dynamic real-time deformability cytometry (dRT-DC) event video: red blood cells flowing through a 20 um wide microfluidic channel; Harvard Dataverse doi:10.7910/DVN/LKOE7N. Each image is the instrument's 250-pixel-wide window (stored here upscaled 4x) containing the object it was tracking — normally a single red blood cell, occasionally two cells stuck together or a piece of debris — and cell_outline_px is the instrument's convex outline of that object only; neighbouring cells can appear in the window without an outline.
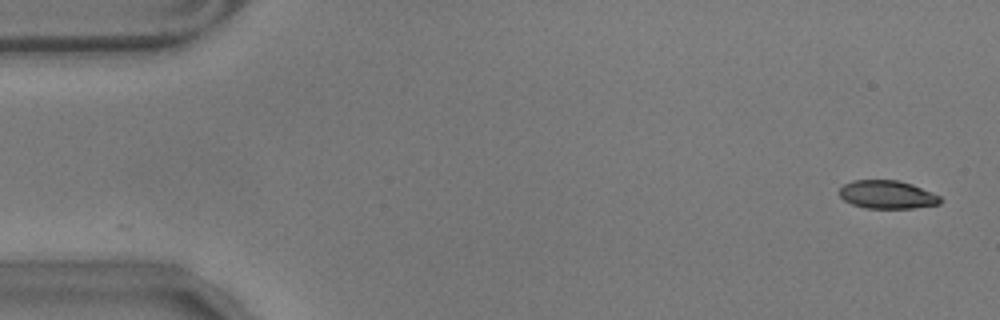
{"species": "common noctule bat (a hibernating species)", "species_latin": "Nyctalus noctula", "temperature_condition": "warm", "stored_images_in_passage": 56, "camera_frame_rate_fps": 3000, "um_per_image_px": 0.085, "animal": {"sex": "male", "body_mass_g": 17.9}, "frame": {"image": 1, "passage_image": 1, "time_ms": 0.0, "image_size_px": [1000, 320], "cell_outline_px": [[944, 200], [940, 204], [912, 208], [864, 208], [852, 204], [844, 200], [840, 196], [840, 188], [844, 184], [852, 180], [900, 180], [912, 184], [940, 196]], "centroid_in_image_um": [75.42, 16.54], "position_along_channel_um": 9.6, "area_um2": 16.65}}
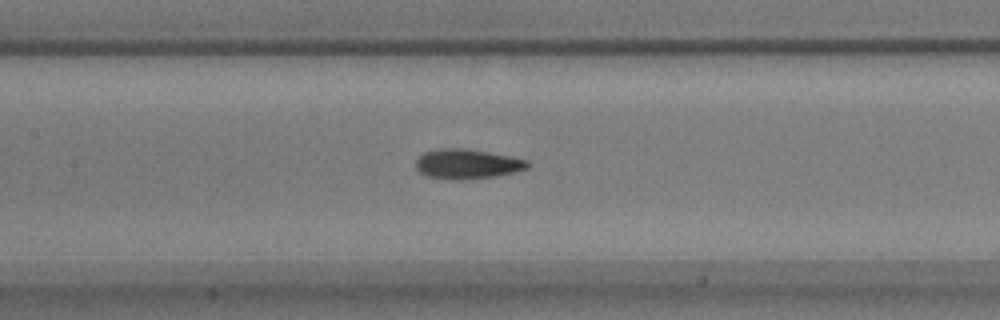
{"frame": {"image": 2, "passage_image": 25, "time_ms": 8.0, "image_size_px": [1000, 320], "cell_outline_px": [[528, 168], [516, 172], [496, 176], [460, 180], [456, 180], [428, 176], [420, 172], [416, 168], [416, 160], [424, 152], [440, 148], [464, 148], [512, 156], [528, 160]], "centroid_in_image_um": [39.73, 13.93], "position_along_channel_um": 167.7, "area_um2": 19.36}}
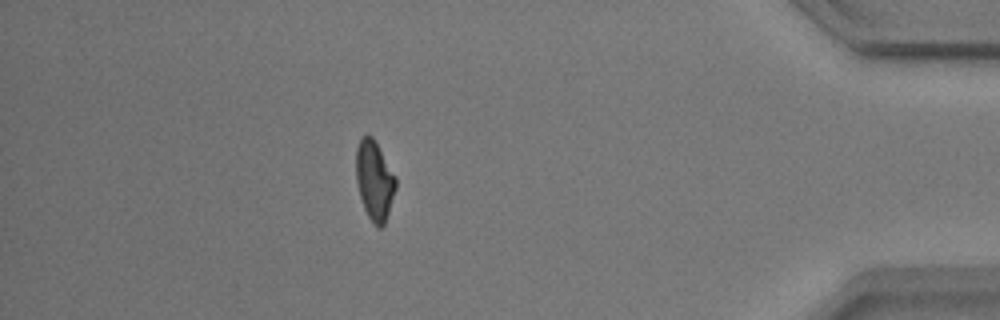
{"frame": {"image": 3, "passage_image": 49, "time_ms": 16.0, "image_size_px": [1000, 320], "cell_outline_px": [[396, 188], [384, 224], [380, 228], [376, 228], [372, 224], [364, 208], [360, 196], [356, 180], [356, 148], [360, 140], [368, 132], [372, 136], [396, 176]], "centroid_in_image_um": [31.82, 15.34], "position_along_channel_um": 403.4, "area_um2": 18.32}, "authors_computed_cell_mechanics": {"area_um2": 18.4382, "velocity_mm_per_s": 3.5331, "shape_relaxation_time_tau1_ms": 5.2986, "shape_relaxation_time_tau2_ms": 3.1089, "deformation_change_tau1": 0.1612, "deformation_change_tau2": 0.0933}}